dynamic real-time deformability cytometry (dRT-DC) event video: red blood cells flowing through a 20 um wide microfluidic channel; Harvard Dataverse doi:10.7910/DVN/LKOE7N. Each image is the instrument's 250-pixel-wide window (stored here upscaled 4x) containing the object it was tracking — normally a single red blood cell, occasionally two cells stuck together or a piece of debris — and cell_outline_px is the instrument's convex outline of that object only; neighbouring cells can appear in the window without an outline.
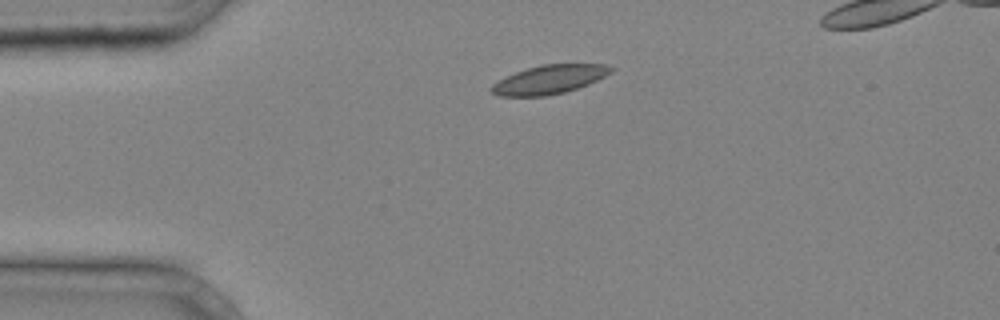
{"species": "common noctule bat (a hibernating species)", "species_latin": "Nyctalus noctula", "temperature_condition": "cold", "stored_images_in_passage": 28, "camera_frame_rate_fps": 3000, "um_per_image_px": 0.085, "animal": {"sex": "male", "body_mass_g": 20.4}, "frame": {"image": 1, "passage_image": 1, "time_ms": 0.0, "image_size_px": [1000, 320], "cell_outline_px": [[612, 72], [588, 84], [564, 92], [544, 96], [496, 96], [488, 88], [492, 84], [504, 76], [540, 64], [608, 64], [612, 68]], "centroid_in_image_um": [46.64, 6.75], "position_along_channel_um": 38.4, "area_um2": 20.0}}
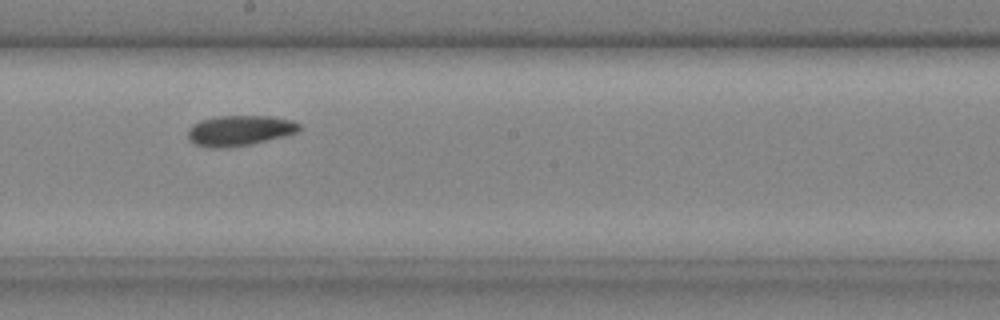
{"frame": {"image": 2, "passage_image": 15, "time_ms": 4.667, "image_size_px": [1000, 320], "cell_outline_px": [[300, 128], [296, 132], [284, 136], [248, 144], [224, 148], [208, 148], [196, 144], [188, 140], [188, 128], [192, 124], [200, 120], [216, 116], [272, 116], [292, 120], [300, 124]], "centroid_in_image_um": [20.32, 11.09], "position_along_channel_um": 227.9, "area_um2": 19.71}}
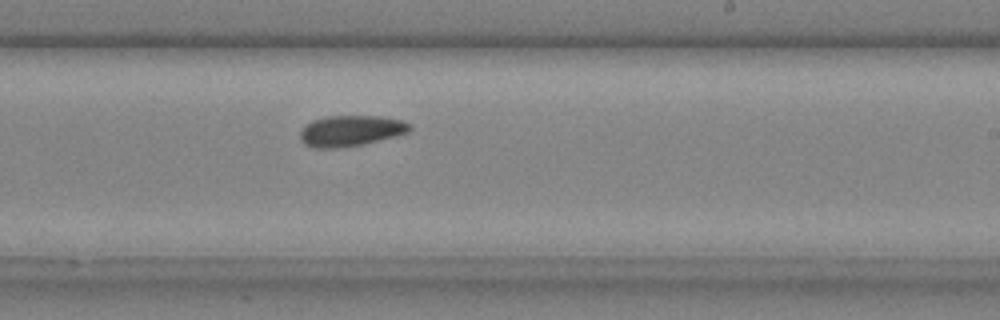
{"frame": {"image": 3, "passage_image": 17, "time_ms": 5.333, "image_size_px": [1000, 320], "cell_outline_px": [[412, 128], [408, 132], [364, 144], [344, 148], [316, 148], [304, 144], [300, 140], [300, 132], [312, 120], [324, 116], [380, 116], [404, 120], [412, 124]], "centroid_in_image_um": [29.83, 11.11], "position_along_channel_um": 259.2, "area_um2": 19.83}}